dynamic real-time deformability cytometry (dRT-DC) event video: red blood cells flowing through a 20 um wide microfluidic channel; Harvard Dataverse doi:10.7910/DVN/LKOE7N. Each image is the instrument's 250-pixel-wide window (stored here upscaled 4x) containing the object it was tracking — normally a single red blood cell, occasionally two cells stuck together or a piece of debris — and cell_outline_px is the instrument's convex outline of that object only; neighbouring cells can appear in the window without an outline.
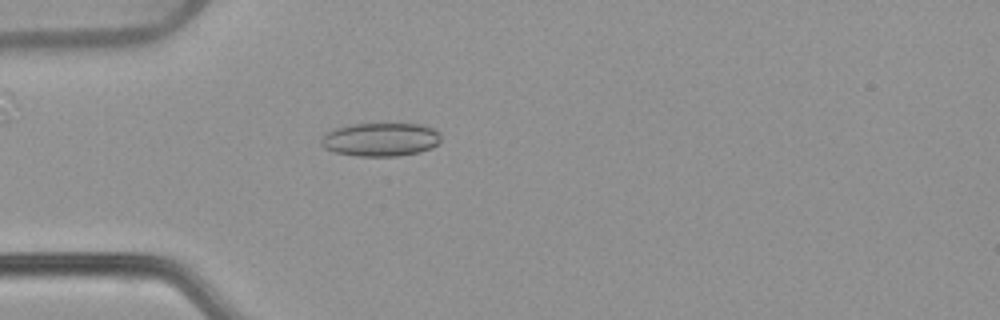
{"species": "common noctule bat (a hibernating species)", "species_latin": "Nyctalus noctula", "temperature_condition": "warm", "stored_images_in_passage": 54, "camera_frame_rate_fps": 3000, "um_per_image_px": 0.085, "animal": {"sex": "female", "body_mass_g": 22.7, "forearm_length_mm": 54.2}, "frame": {"image": 1, "passage_image": 16, "time_ms": 5.0, "image_size_px": [1000, 320], "cell_outline_px": [[440, 140], [432, 148], [420, 152], [396, 156], [356, 156], [336, 152], [324, 148], [320, 144], [320, 136], [324, 132], [336, 128], [352, 124], [420, 124], [432, 128], [440, 132]], "centroid_in_image_um": [32.31, 11.86], "position_along_channel_um": 52.7, "area_um2": 23.52}}
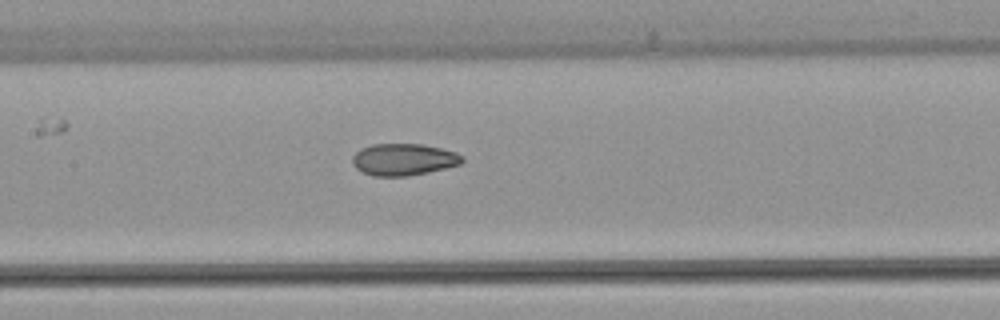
{"frame": {"image": 2, "passage_image": 26, "time_ms": 8.333, "image_size_px": [1000, 320], "cell_outline_px": [[464, 160], [460, 164], [428, 172], [404, 176], [372, 176], [356, 168], [352, 164], [352, 156], [360, 148], [372, 144], [420, 144], [440, 148], [456, 152], [464, 156]], "centroid_in_image_um": [34.29, 13.55], "position_along_channel_um": 173.1, "area_um2": 20.35}}
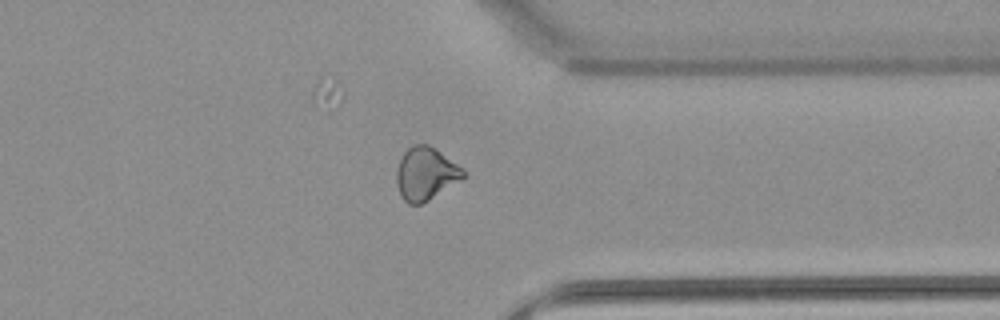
{"frame": {"image": 3, "passage_image": 42, "time_ms": 13.667, "image_size_px": [1000, 320], "cell_outline_px": [[464, 176], [460, 180], [428, 200], [420, 204], [408, 204], [404, 200], [400, 192], [396, 180], [396, 172], [400, 160], [404, 152], [412, 144], [428, 144], [436, 148], [464, 168]], "centroid_in_image_um": [36.19, 14.73], "position_along_channel_um": 375.2, "area_um2": 20.4}, "authors_computed_cell_mechanics": {"area_um2": 21.964, "velocity_mm_per_s": 3.8635, "shape_relaxation_time_tau1_ms": null, "shape_relaxation_time_tau2_ms": 2.545, "deformation_change_tau1": null, "deformation_change_tau2": 0.0726}}